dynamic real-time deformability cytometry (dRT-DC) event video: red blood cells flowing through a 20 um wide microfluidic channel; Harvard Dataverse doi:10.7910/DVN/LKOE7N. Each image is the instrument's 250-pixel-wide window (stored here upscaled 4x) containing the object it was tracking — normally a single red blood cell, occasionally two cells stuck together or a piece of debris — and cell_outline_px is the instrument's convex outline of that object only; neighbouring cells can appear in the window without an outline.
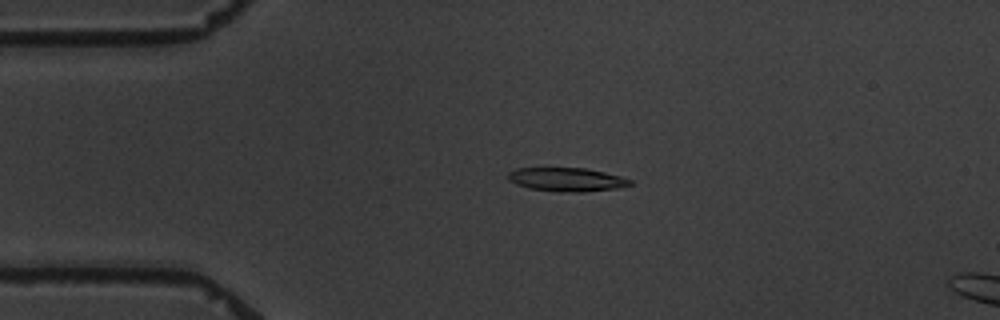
{"species": "common noctule bat (a hibernating species)", "species_latin": "Nyctalus noctula", "temperature_condition": "warm", "stored_images_in_passage": 4, "camera_frame_rate_fps": 3000, "um_per_image_px": 0.085, "animal": {"sex": "male", "body_mass_g": 19.5, "forearm_length_mm": 54.6}, "frame": {"image": 1, "passage_image": 3, "time_ms": 2.333, "image_size_px": [1000, 320], "cell_outline_px": [[632, 184], [616, 188], [584, 192], [556, 192], [528, 188], [516, 184], [508, 180], [508, 172], [516, 168], [584, 168], [604, 172], [620, 176], [632, 180]], "centroid_in_image_um": [48.14, 15.26], "position_along_channel_um": 36.9, "area_um2": 16.88}}